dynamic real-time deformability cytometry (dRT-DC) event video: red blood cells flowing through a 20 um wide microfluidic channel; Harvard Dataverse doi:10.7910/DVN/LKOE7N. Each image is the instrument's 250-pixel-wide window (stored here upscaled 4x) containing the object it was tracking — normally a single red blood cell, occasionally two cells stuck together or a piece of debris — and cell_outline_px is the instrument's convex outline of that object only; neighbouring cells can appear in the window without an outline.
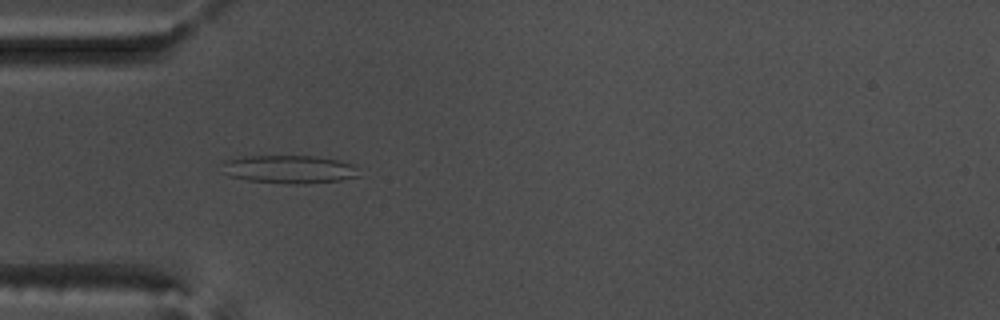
{"species": "common noctule bat (a hibernating species)", "species_latin": "Nyctalus noctula", "temperature_condition": "warm", "stored_images_in_passage": 40, "camera_frame_rate_fps": 3000, "um_per_image_px": 0.085, "animal": {"sex": "male", "body_mass_g": 17.5, "forearm_length_mm": 52.3}, "frame": {"image": 1, "passage_image": 2, "time_ms": 0.333, "image_size_px": [1000, 320], "cell_outline_px": [[356, 176], [340, 180], [304, 184], [296, 184], [248, 180], [228, 176], [220, 172], [224, 160], [244, 156], [316, 156], [336, 160], [352, 164], [356, 168]], "centroid_in_image_um": [24.48, 14.38], "position_along_channel_um": 60.5, "area_um2": 22.31}}
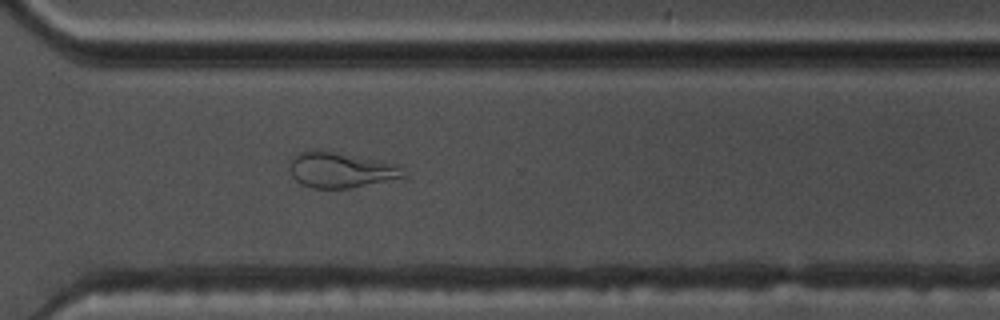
{"frame": {"image": 2, "passage_image": 25, "time_ms": 8.0, "image_size_px": [1000, 320], "cell_outline_px": [[408, 176], [348, 188], [312, 188], [300, 184], [292, 176], [288, 168], [288, 164], [300, 152], [320, 148], [396, 164]], "centroid_in_image_um": [28.9, 14.43], "position_along_channel_um": 341.7, "area_um2": 23.52}}
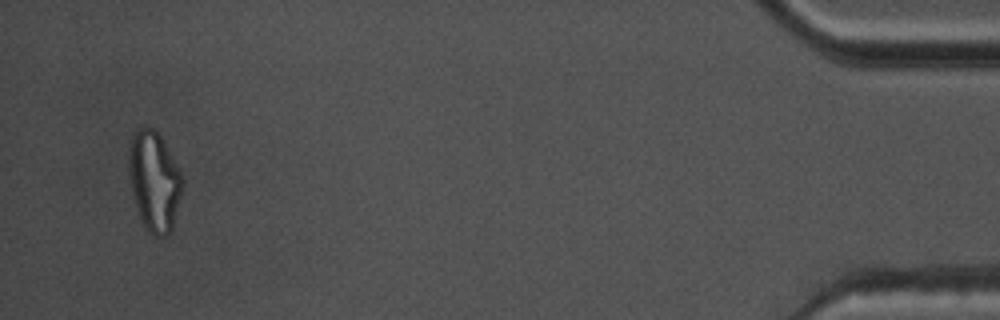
{"frame": {"image": 3, "passage_image": 38, "time_ms": 12.333, "image_size_px": [1000, 320], "cell_outline_px": [[184, 184], [172, 228], [168, 236], [152, 236], [144, 228], [132, 192], [128, 168], [128, 160], [132, 136], [140, 128], [152, 128], [160, 136], [176, 164], [184, 180]], "centroid_in_image_um": [13.12, 15.45], "position_along_channel_um": 422.1, "area_um2": 30.75}, "authors_computed_cell_mechanics": {"area_um2": 21.2993, "velocity_mm_per_s": 3.7084, "shape_relaxation_time_tau1_ms": null, "shape_relaxation_time_tau2_ms": 2.0273, "deformation_change_tau1": null, "deformation_change_tau2": 0.1065}}